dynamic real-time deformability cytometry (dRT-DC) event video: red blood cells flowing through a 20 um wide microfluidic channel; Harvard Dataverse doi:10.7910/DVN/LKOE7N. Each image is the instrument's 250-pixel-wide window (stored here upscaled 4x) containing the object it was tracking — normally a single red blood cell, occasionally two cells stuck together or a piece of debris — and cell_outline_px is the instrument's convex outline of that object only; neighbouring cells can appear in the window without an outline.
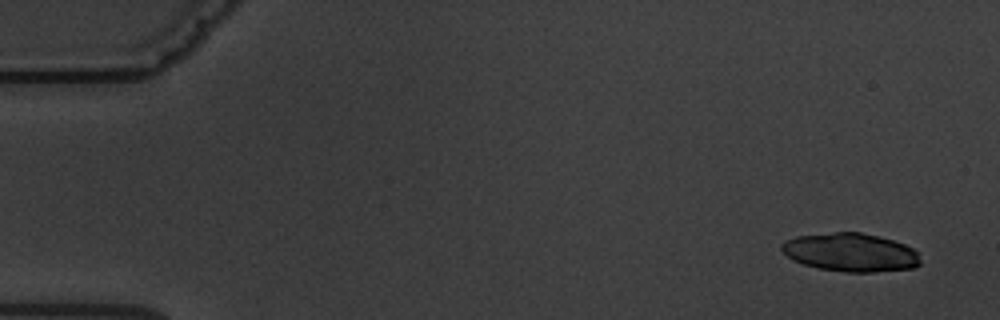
{"species": "common noctule bat (a hibernating species)", "species_latin": "Nyctalus noctula", "temperature_condition": "warm", "stored_images_in_passage": 5, "camera_frame_rate_fps": 3000, "um_per_image_px": 0.085, "animal": {"sex": "male", "body_mass_g": 19.5, "forearm_length_mm": 54.6}, "frame": {"image": 1, "passage_image": 1, "time_ms": 0.0, "image_size_px": [1000, 320], "cell_outline_px": [[920, 264], [912, 268], [872, 272], [848, 272], [820, 268], [804, 264], [792, 260], [780, 248], [780, 244], [796, 236], [836, 232], [860, 232], [880, 236], [904, 244], [912, 248], [916, 252], [920, 260]], "centroid_in_image_um": [72.3, 21.44], "position_along_channel_um": 12.7, "area_um2": 30.81}}